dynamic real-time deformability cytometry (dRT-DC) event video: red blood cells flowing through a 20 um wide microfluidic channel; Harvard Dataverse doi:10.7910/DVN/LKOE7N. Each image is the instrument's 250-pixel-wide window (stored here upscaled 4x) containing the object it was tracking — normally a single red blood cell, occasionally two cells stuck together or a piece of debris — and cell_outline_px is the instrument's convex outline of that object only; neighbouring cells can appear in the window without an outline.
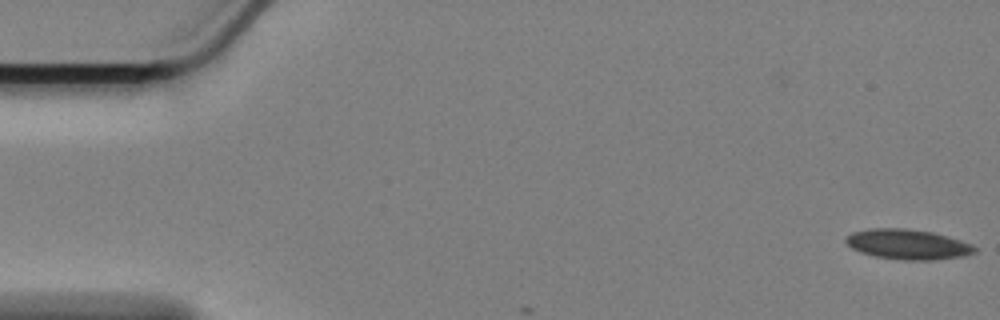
{"species": "Egyptian fruit bat (a non-hibernating species)", "species_latin": "Rousettus aegyptiacus", "temperature_condition": "cold", "stored_images_in_passage": 5, "camera_frame_rate_fps": 3000, "um_per_image_px": 0.085, "animal": {"sex": "female"}, "frame": {"image": 1, "passage_image": 1, "time_ms": 0.0, "image_size_px": [1000, 320], "cell_outline_px": [[976, 252], [964, 256], [936, 260], [904, 260], [876, 256], [860, 252], [852, 248], [844, 240], [852, 232], [868, 228], [908, 228], [932, 232], [960, 240], [972, 244], [976, 248]], "centroid_in_image_um": [77.17, 20.76], "position_along_channel_um": 7.8, "area_um2": 22.6}}